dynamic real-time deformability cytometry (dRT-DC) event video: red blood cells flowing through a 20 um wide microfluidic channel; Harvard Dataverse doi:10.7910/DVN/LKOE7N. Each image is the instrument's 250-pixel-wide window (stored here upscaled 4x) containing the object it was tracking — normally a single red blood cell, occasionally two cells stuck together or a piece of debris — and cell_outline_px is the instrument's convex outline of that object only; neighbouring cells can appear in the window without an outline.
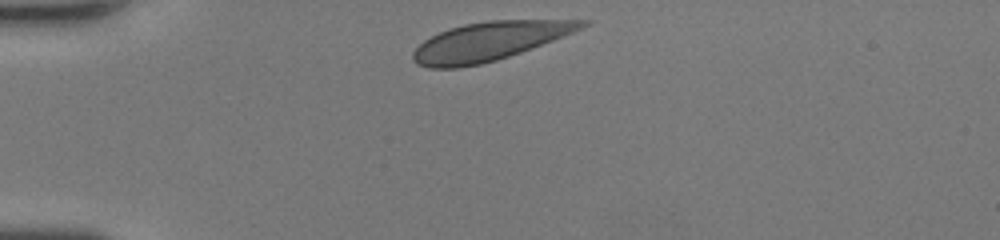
{"species": "human", "species_latin": "Homo sapiens", "temperature_condition": "room temperature", "stored_images_in_passage": 29, "camera_frame_rate_fps": 3000, "um_per_image_px": 0.085, "donor": {"sex": "female"}, "frame": {"image": 1, "passage_image": 1, "time_ms": 0.0, "image_size_px": [1000, 240], "cell_outline_px": [[592, 20], [588, 24], [572, 32], [552, 40], [520, 52], [496, 60], [480, 64], [460, 68], [428, 68], [416, 64], [412, 60], [412, 52], [424, 40], [448, 28], [464, 24], [488, 20]], "centroid_in_image_um": [41.52, 3.52], "position_along_channel_um": 43.5, "area_um2": 37.63}}
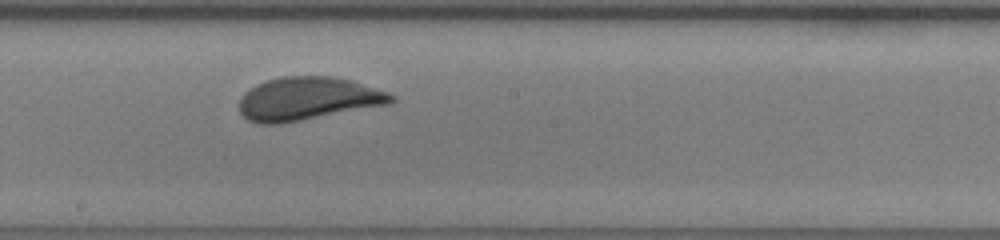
{"frame": {"image": 2, "passage_image": 16, "time_ms": 5.0, "image_size_px": [1000, 240], "cell_outline_px": [[396, 100], [388, 104], [280, 124], [260, 124], [248, 120], [240, 112], [240, 100], [244, 92], [256, 84], [268, 80], [284, 76], [332, 76], [352, 80], [388, 92], [396, 96]], "centroid_in_image_um": [26.16, 8.38], "position_along_channel_um": 222.0, "area_um2": 38.09}}
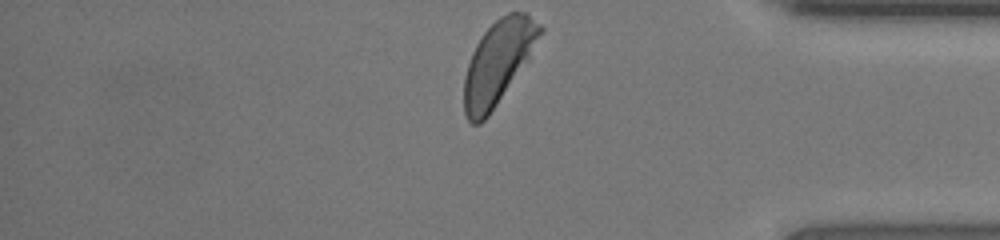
{"frame": {"image": 3, "passage_image": 29, "time_ms": 9.333, "image_size_px": [1000, 240], "cell_outline_px": [[544, 28], [528, 60], [488, 116], [480, 124], [472, 124], [468, 120], [464, 112], [464, 76], [472, 52], [476, 44], [484, 32], [500, 16], [508, 12], [528, 12]], "centroid_in_image_um": [42.34, 5.28], "position_along_channel_um": 392.9, "area_um2": 36.59}, "authors_computed_cell_mechanics": {"area_um2": 37.6278, "velocity_mm_per_s": 4.3528, "shape_relaxation_time_tau1_ms": 5.1277, "shape_relaxation_time_tau2_ms": null, "deformation_change_tau1": 0.1604, "deformation_change_tau2": null}}